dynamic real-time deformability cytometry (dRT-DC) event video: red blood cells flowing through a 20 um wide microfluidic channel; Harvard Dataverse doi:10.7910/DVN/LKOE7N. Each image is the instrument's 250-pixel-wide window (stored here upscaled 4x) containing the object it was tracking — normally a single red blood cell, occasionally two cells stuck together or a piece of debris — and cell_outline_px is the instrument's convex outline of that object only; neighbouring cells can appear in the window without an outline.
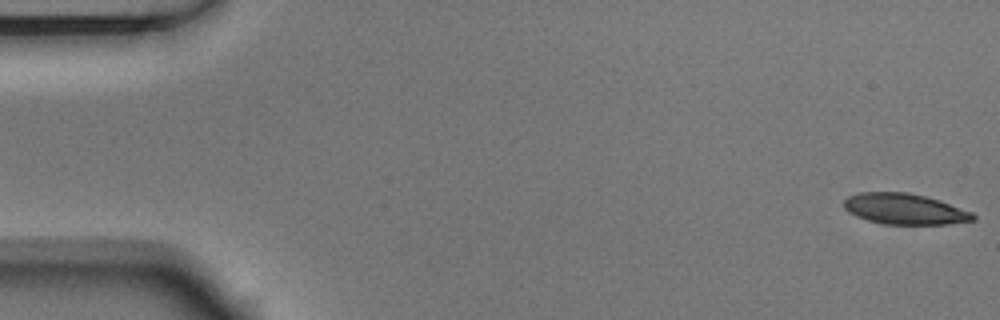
{"species": "Egyptian fruit bat (a non-hibernating species)", "species_latin": "Rousettus aegyptiacus", "temperature_condition": "room temperature", "stored_images_in_passage": 4, "camera_frame_rate_fps": 3000, "um_per_image_px": 0.085, "animal": {"sex": "male"}, "frame": {"image": 1, "passage_image": 1, "time_ms": 0.0, "image_size_px": [1000, 320], "cell_outline_px": [[976, 220], [948, 224], [884, 224], [868, 220], [856, 216], [848, 212], [844, 208], [844, 200], [848, 196], [860, 192], [908, 192], [940, 200], [972, 212], [976, 216]], "centroid_in_image_um": [76.9, 17.76], "position_along_channel_um": 8.1, "area_um2": 23.24}}